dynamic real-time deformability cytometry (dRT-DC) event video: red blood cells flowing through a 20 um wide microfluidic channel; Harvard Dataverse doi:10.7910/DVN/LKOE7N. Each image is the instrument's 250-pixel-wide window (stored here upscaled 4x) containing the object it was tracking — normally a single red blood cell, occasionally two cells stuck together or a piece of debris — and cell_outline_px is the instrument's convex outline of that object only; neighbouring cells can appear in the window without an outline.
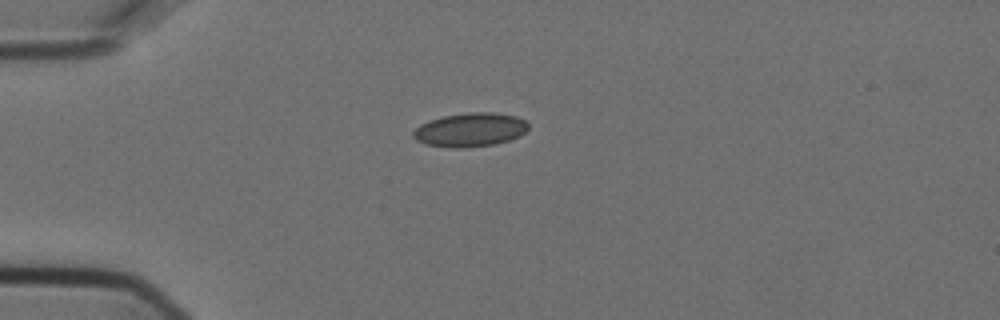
{"species": "Egyptian fruit bat (a non-hibernating species)", "species_latin": "Rousettus aegyptiacus", "temperature_condition": "cold", "stored_images_in_passage": 4, "camera_frame_rate_fps": 3000, "um_per_image_px": 0.085, "animal": {"sex": "female"}, "frame": {"image": 1, "passage_image": 1, "time_ms": 0.0, "image_size_px": [1000, 320], "cell_outline_px": [[528, 128], [520, 136], [496, 144], [464, 148], [452, 148], [424, 144], [416, 140], [412, 136], [412, 132], [420, 124], [428, 120], [444, 116], [468, 112], [492, 112], [516, 116], [524, 120], [528, 124]], "centroid_in_image_um": [39.94, 11.03], "position_along_channel_um": 45.1, "area_um2": 22.83}}
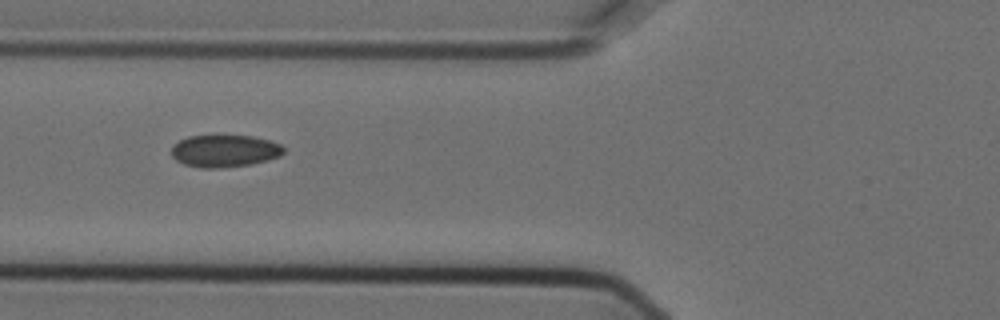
{"frame": {"image": 2, "passage_image": 3, "time_ms": 0.667, "image_size_px": [1000, 320], "cell_outline_px": [[284, 152], [280, 156], [268, 160], [252, 164], [220, 168], [200, 168], [184, 164], [176, 160], [172, 156], [172, 148], [180, 140], [188, 136], [252, 136], [268, 140], [280, 144], [284, 148]], "centroid_in_image_um": [19.1, 12.84], "position_along_channel_um": 106.7, "area_um2": 20.98}}
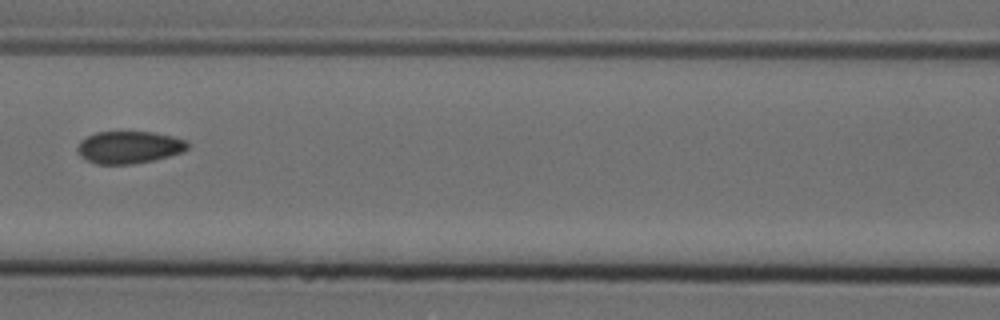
{"frame": {"image": 3, "passage_image": 4, "time_ms": 1.0, "image_size_px": [1000, 320], "cell_outline_px": [[188, 148], [184, 152], [152, 160], [132, 164], [96, 164], [80, 156], [76, 152], [76, 148], [80, 140], [96, 132], [152, 132], [172, 136], [184, 140], [188, 144]], "centroid_in_image_um": [10.94, 12.52], "position_along_channel_um": 155.7, "area_um2": 20.69}}